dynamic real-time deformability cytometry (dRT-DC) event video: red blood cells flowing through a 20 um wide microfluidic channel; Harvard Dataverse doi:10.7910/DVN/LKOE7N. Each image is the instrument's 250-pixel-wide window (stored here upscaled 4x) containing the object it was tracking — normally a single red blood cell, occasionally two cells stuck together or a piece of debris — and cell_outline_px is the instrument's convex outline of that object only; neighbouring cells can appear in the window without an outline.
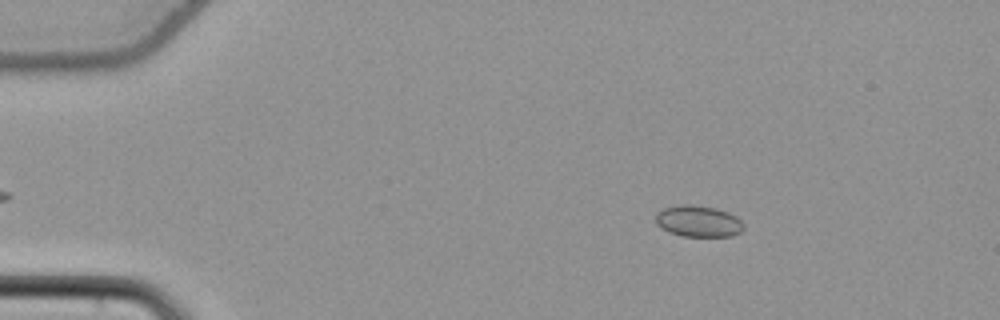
{"species": "common noctule bat (a hibernating species)", "species_latin": "Nyctalus noctula", "temperature_condition": "cold", "stored_images_in_passage": 54, "camera_frame_rate_fps": 3000, "um_per_image_px": 0.085, "animal": {"sex": "female", "body_mass_g": 22.7, "forearm_length_mm": 54.2}, "frame": {"image": 1, "passage_image": 8, "time_ms": 2.333, "image_size_px": [1000, 320], "cell_outline_px": [[744, 228], [740, 232], [732, 236], [684, 236], [668, 232], [660, 228], [656, 224], [656, 212], [664, 208], [680, 204], [692, 204], [716, 208], [728, 212], [736, 216], [744, 224]], "centroid_in_image_um": [59.34, 18.8], "position_along_channel_um": 25.7, "area_um2": 16.24}}
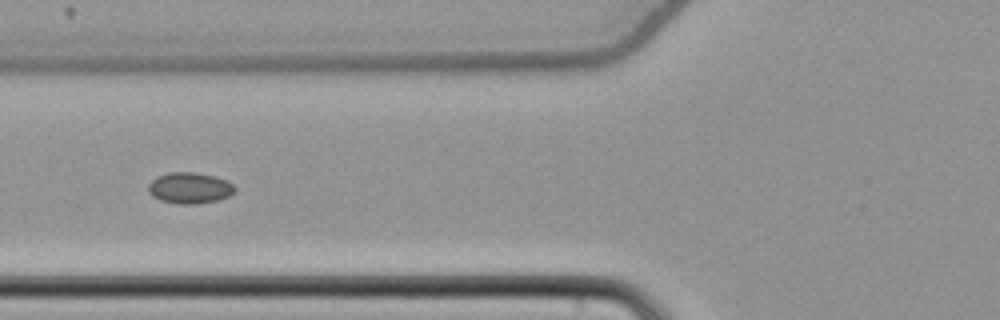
{"frame": {"image": 2, "passage_image": 21, "time_ms": 6.667, "image_size_px": [1000, 320], "cell_outline_px": [[236, 188], [228, 196], [216, 200], [196, 204], [180, 204], [160, 200], [152, 196], [148, 192], [148, 184], [156, 176], [168, 172], [192, 172], [216, 176], [232, 184]], "centroid_in_image_um": [16.07, 15.97], "position_along_channel_um": 109.7, "area_um2": 15.61}}
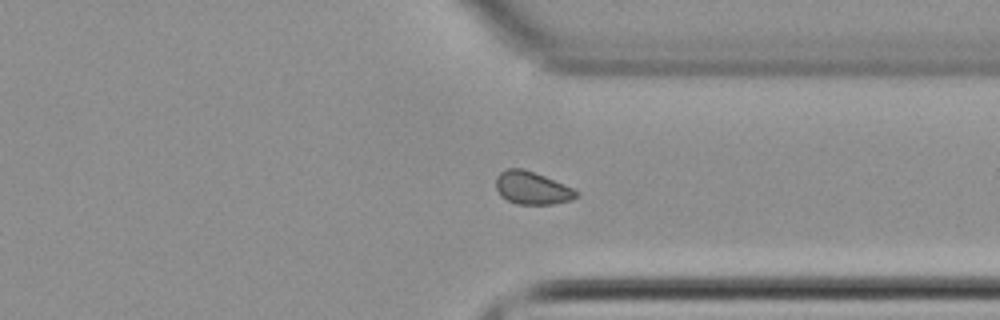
{"frame": {"image": 3, "passage_image": 41, "time_ms": 13.333, "image_size_px": [1000, 320], "cell_outline_px": [[580, 196], [572, 200], [552, 204], [516, 204], [500, 196], [496, 188], [496, 176], [500, 172], [508, 168], [520, 168], [544, 176], [564, 184], [580, 192]], "centroid_in_image_um": [45.24, 15.99], "position_along_channel_um": 366.2, "area_um2": 15.37}}